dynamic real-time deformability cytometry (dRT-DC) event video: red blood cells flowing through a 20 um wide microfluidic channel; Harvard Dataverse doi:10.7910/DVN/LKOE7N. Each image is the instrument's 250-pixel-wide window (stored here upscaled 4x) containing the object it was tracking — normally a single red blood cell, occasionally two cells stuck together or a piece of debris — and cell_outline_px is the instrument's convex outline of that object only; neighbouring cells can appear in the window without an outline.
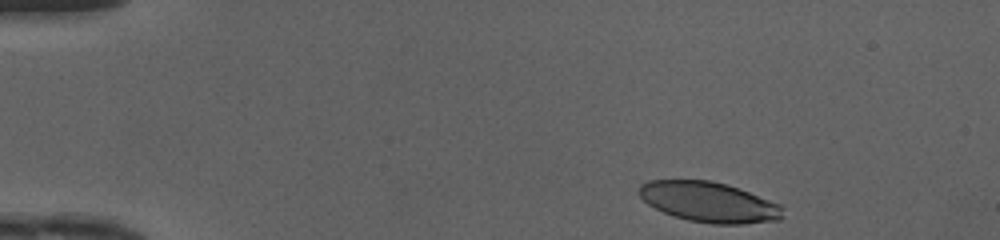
{"species": "human", "species_latin": "Homo sapiens", "temperature_condition": "cold", "stored_images_in_passage": 40, "camera_frame_rate_fps": 3000, "um_per_image_px": 0.085, "donor": {"sex": "female"}, "frame": {"image": 1, "passage_image": 1, "time_ms": 0.0, "image_size_px": [1000, 240], "cell_outline_px": [[784, 216], [780, 220], [744, 224], [712, 224], [688, 220], [664, 212], [648, 204], [636, 192], [640, 184], [648, 180], [708, 180], [728, 184], [780, 204]], "centroid_in_image_um": [60.25, 17.17], "position_along_channel_um": 24.7, "area_um2": 33.76}}
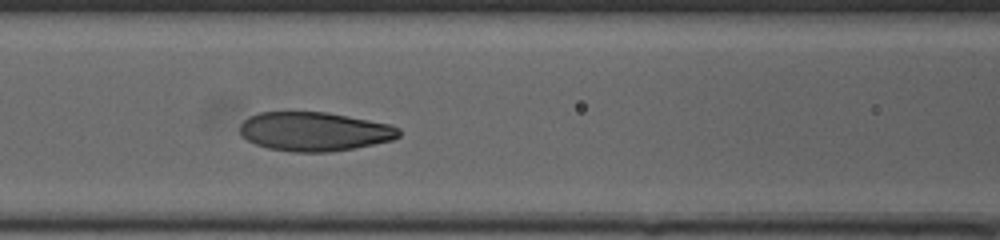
{"frame": {"image": 2, "passage_image": 16, "time_ms": 5.0, "image_size_px": [1000, 240], "cell_outline_px": [[400, 136], [392, 140], [352, 148], [328, 152], [292, 152], [268, 148], [256, 144], [248, 140], [240, 132], [240, 124], [248, 116], [260, 112], [328, 112], [388, 124], [400, 128]], "centroid_in_image_um": [26.7, 11.17], "position_along_channel_um": 139.9, "area_um2": 35.95}}
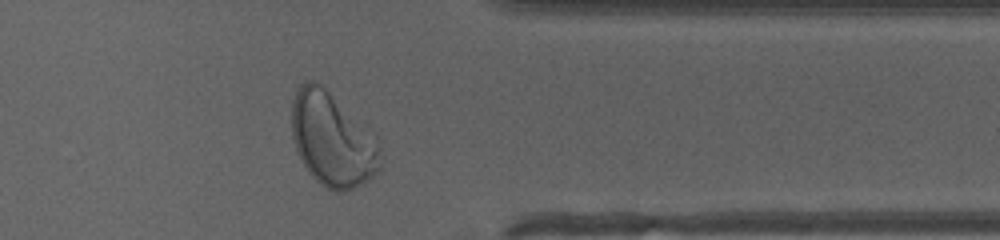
{"frame": {"image": 3, "passage_image": 34, "time_ms": 11.0, "image_size_px": [1000, 240], "cell_outline_px": [[380, 168], [368, 180], [344, 192], [336, 192], [320, 184], [308, 172], [296, 148], [292, 136], [292, 100], [296, 88], [304, 80], [312, 80], [324, 84], [376, 136], [380, 156]], "centroid_in_image_um": [28.23, 11.81], "position_along_channel_um": 383.2, "area_um2": 48.73}, "authors_computed_cell_mechanics": {"area_um2": 36.5007, "velocity_mm_per_s": 4.1783, "shape_relaxation_time_tau1_ms": 2.5746, "shape_relaxation_time_tau2_ms": 1.1054, "deformation_change_tau1": 0.1704, "deformation_change_tau2": 0.0614}}